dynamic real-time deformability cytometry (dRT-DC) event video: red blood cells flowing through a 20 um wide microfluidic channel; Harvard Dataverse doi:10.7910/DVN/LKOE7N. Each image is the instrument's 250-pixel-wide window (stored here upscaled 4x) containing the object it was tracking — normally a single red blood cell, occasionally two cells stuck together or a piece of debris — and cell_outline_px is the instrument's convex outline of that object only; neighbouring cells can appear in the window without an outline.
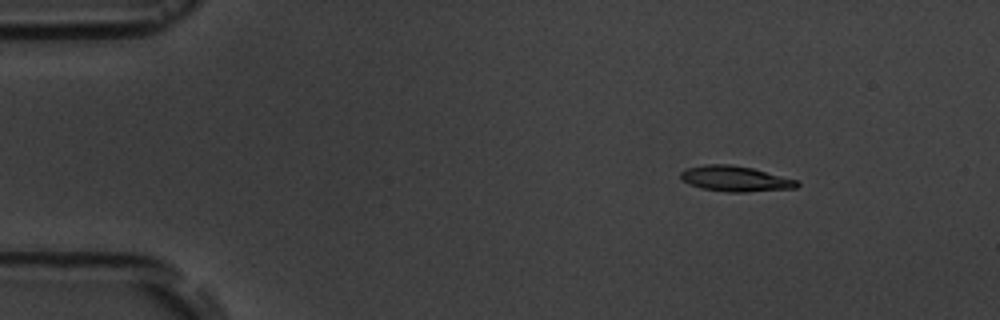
{"species": "common noctule bat (a hibernating species)", "species_latin": "Nyctalus noctula", "temperature_condition": "room temperature", "stored_images_in_passage": 7, "camera_frame_rate_fps": 3000, "um_per_image_px": 0.085, "animal": {"sex": "male", "body_mass_g": 19.5, "forearm_length_mm": 54.6}, "frame": {"image": 1, "passage_image": 3, "time_ms": 2.333, "image_size_px": [1000, 320], "cell_outline_px": [[800, 184], [796, 188], [744, 192], [728, 192], [704, 188], [688, 184], [680, 180], [680, 172], [688, 168], [704, 164], [728, 164], [752, 168], [796, 180]], "centroid_in_image_um": [62.46, 15.19], "position_along_channel_um": 22.5, "area_um2": 17.11}}
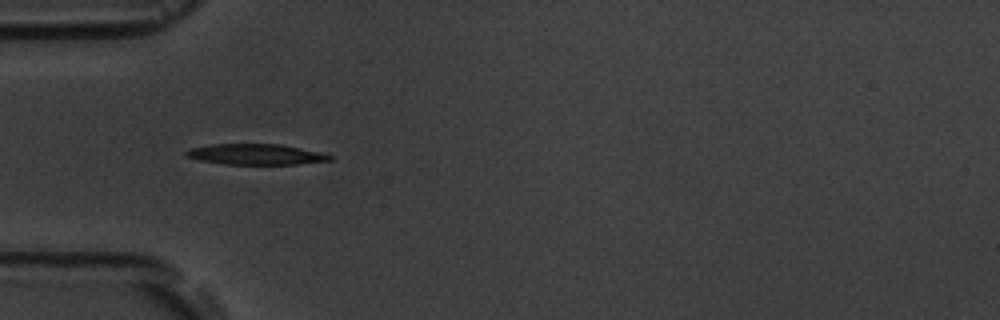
{"frame": {"image": 2, "passage_image": 6, "time_ms": 5.667, "image_size_px": [1000, 320], "cell_outline_px": [[332, 160], [296, 164], [224, 164], [200, 160], [184, 156], [184, 152], [188, 148], [212, 144], [280, 144], [316, 152], [332, 156]], "centroid_in_image_um": [21.64, 13.12], "position_along_channel_um": 63.4, "area_um2": 17.11}}
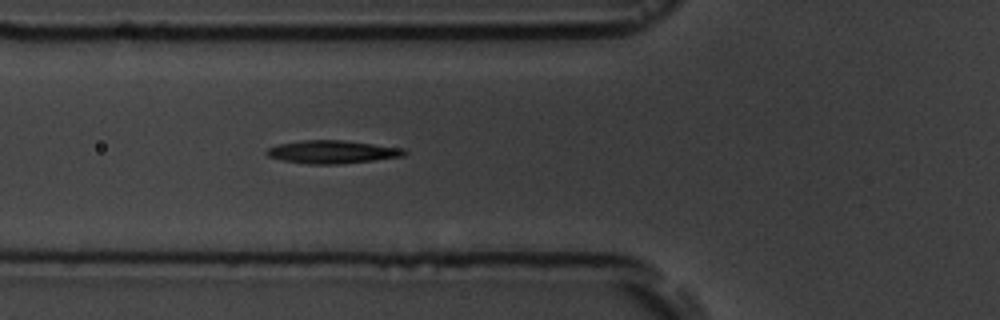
{"frame": {"image": 3, "passage_image": 7, "time_ms": 6.667, "image_size_px": [1000, 320], "cell_outline_px": [[408, 152], [404, 156], [372, 160], [336, 164], [308, 164], [284, 160], [268, 156], [264, 152], [268, 148], [280, 144], [304, 140], [344, 140], [404, 148]], "centroid_in_image_um": [28.26, 12.9], "position_along_channel_um": 97.5, "area_um2": 18.26}}